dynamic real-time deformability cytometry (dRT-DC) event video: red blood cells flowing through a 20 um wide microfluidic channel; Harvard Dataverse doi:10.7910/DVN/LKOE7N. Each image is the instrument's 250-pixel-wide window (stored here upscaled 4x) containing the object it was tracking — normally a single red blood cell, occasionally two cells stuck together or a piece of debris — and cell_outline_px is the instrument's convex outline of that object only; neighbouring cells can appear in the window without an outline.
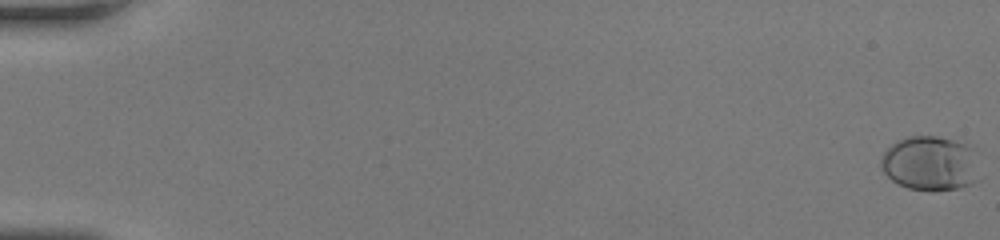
{"species": "human", "species_latin": "Homo sapiens", "temperature_condition": "room temperature", "stored_images_in_passage": 53, "camera_frame_rate_fps": 3000, "um_per_image_px": 0.085, "donor": {"sex": "female"}, "frame": {"image": 1, "passage_image": 1, "time_ms": 0.0, "image_size_px": [1000, 240], "cell_outline_px": [[976, 148], [972, 184], [956, 188], [932, 192], [908, 188], [892, 180], [884, 172], [880, 164], [880, 156], [896, 140], [908, 136], [936, 136], [952, 140]], "centroid_in_image_um": [78.99, 13.87], "position_along_channel_um": 6.0, "area_um2": 30.98}}
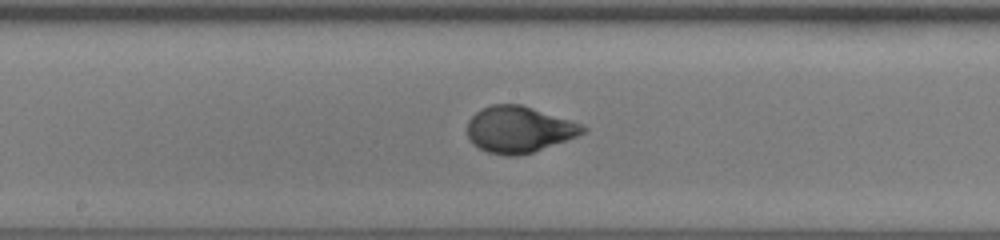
{"frame": {"image": 2, "passage_image": 30, "time_ms": 9.667, "image_size_px": [1000, 240], "cell_outline_px": [[588, 128], [584, 132], [576, 136], [532, 152], [516, 156], [504, 156], [488, 152], [472, 144], [468, 136], [468, 120], [480, 108], [492, 104], [520, 104], [580, 124]], "centroid_in_image_um": [44.05, 11.0], "position_along_channel_um": 204.2, "area_um2": 30.75}}
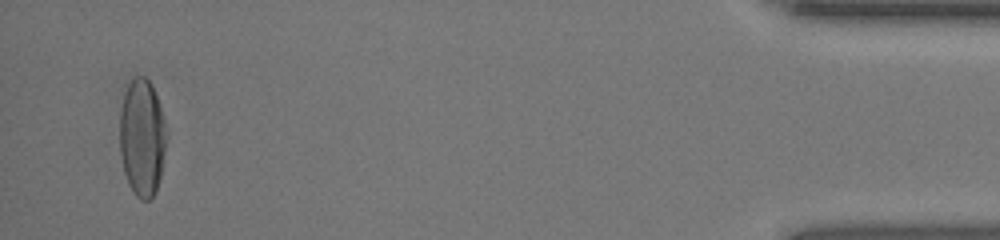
{"frame": {"image": 3, "passage_image": 51, "time_ms": 16.667, "image_size_px": [1000, 240], "cell_outline_px": [[168, 136], [160, 176], [156, 192], [148, 200], [140, 200], [132, 192], [128, 184], [124, 172], [120, 156], [120, 108], [124, 92], [128, 84], [136, 76], [144, 76], [152, 84], [164, 116], [168, 132]], "centroid_in_image_um": [12.09, 11.7], "position_along_channel_um": 423.1, "area_um2": 32.54}, "authors_computed_cell_mechanics": {"area_um2": 30.7496, "velocity_mm_per_s": 4.2026, "shape_relaxation_time_tau1_ms": 3.5023, "shape_relaxation_time_tau2_ms": null, "deformation_change_tau1": 0.2133, "deformation_change_tau2": null}}